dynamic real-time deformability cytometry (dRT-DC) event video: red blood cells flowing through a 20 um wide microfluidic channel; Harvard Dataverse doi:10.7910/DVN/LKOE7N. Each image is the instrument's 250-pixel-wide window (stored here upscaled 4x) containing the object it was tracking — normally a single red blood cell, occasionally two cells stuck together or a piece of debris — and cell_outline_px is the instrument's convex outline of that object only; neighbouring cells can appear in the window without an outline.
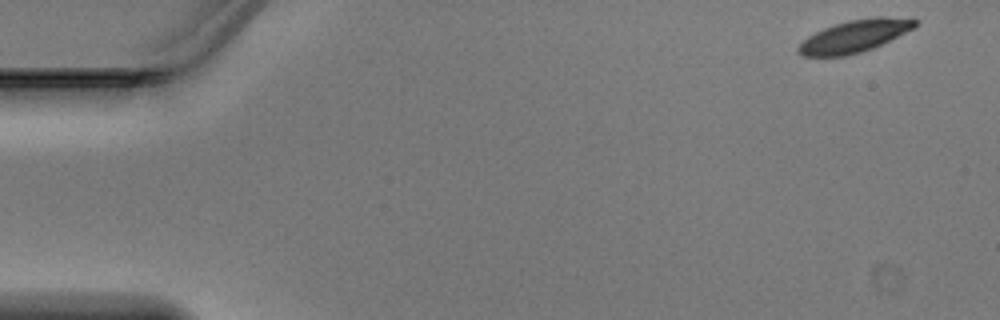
{"species": "Egyptian fruit bat (a non-hibernating species)", "species_latin": "Rousettus aegyptiacus", "temperature_condition": "warm", "stored_images_in_passage": 5, "camera_frame_rate_fps": 3000, "um_per_image_px": 0.085, "animal": {"sex": "male"}, "frame": {"image": 1, "passage_image": 1, "time_ms": 0.0, "image_size_px": [1000, 320], "cell_outline_px": [[920, 20], [912, 28], [872, 48], [860, 52], [844, 56], [800, 56], [796, 52], [796, 48], [808, 36], [824, 28], [848, 20], [876, 16], [912, 16]], "centroid_in_image_um": [72.66, 3.04], "position_along_channel_um": 12.3, "area_um2": 21.96}}
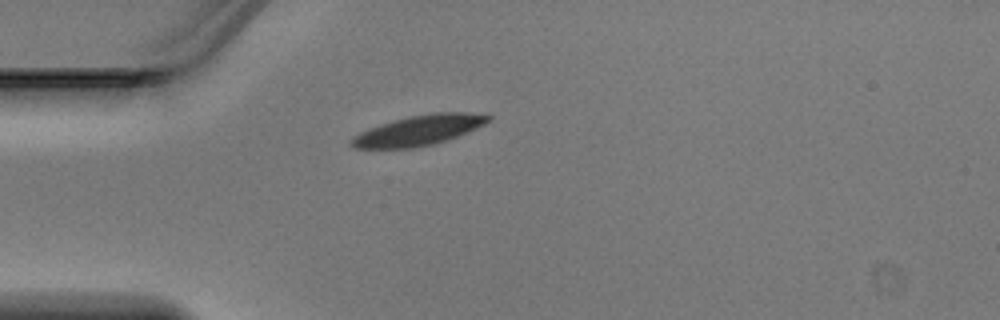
{"frame": {"image": 2, "passage_image": 4, "time_ms": 1.0, "image_size_px": [1000, 320], "cell_outline_px": [[492, 120], [476, 128], [456, 136], [432, 144], [412, 148], [356, 148], [348, 144], [348, 140], [352, 136], [368, 128], [380, 124], [412, 116], [432, 112], [468, 112], [492, 116]], "centroid_in_image_um": [35.56, 11.07], "position_along_channel_um": 49.4, "area_um2": 23.81}}